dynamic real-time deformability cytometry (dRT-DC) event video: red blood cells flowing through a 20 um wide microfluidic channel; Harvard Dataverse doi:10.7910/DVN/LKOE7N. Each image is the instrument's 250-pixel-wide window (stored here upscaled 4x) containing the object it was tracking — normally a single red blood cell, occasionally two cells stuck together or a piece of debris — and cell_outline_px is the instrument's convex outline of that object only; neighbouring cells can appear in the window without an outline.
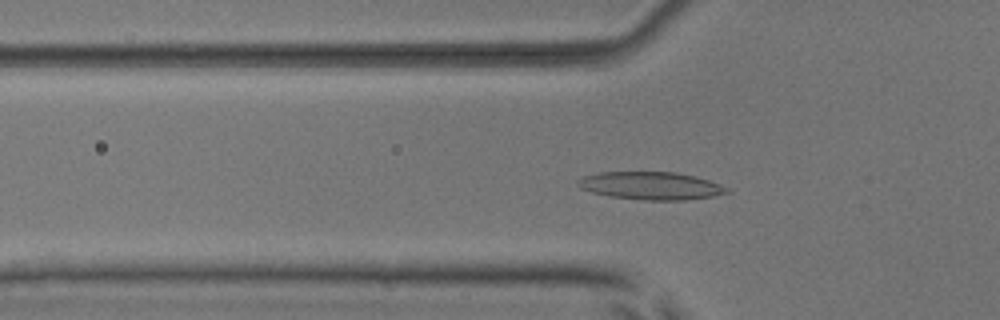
{"species": "common noctule bat (a hibernating species)", "species_latin": "Nyctalus noctula", "temperature_condition": "room temperature", "stored_images_in_passage": 53, "camera_frame_rate_fps": 3000, "um_per_image_px": 0.085, "animal": {"sex": "male", "body_mass_g": 17.9, "forearm_length_mm": 54.2}, "frame": {"image": 1, "passage_image": 18, "time_ms": 5.667, "image_size_px": [1000, 320], "cell_outline_px": [[732, 192], [712, 196], [684, 200], [644, 200], [608, 196], [592, 192], [580, 188], [576, 184], [576, 180], [584, 176], [600, 172], [676, 172], [696, 176], [720, 184], [728, 188]], "centroid_in_image_um": [55.32, 15.78], "position_along_channel_um": 70.5, "area_um2": 24.22}}
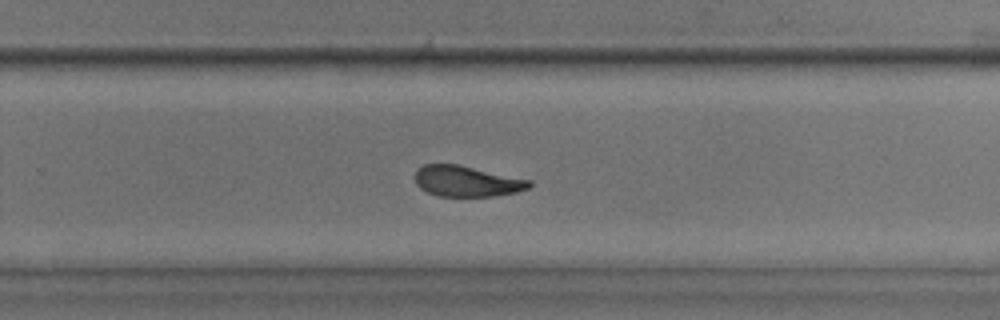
{"frame": {"image": 2, "passage_image": 35, "time_ms": 11.333, "image_size_px": [1000, 320], "cell_outline_px": [[532, 184], [528, 188], [516, 192], [492, 196], [440, 196], [428, 192], [420, 188], [416, 184], [416, 168], [424, 164], [456, 164], [532, 180]], "centroid_in_image_um": [39.67, 15.4], "position_along_channel_um": 290.1, "area_um2": 20.35}}
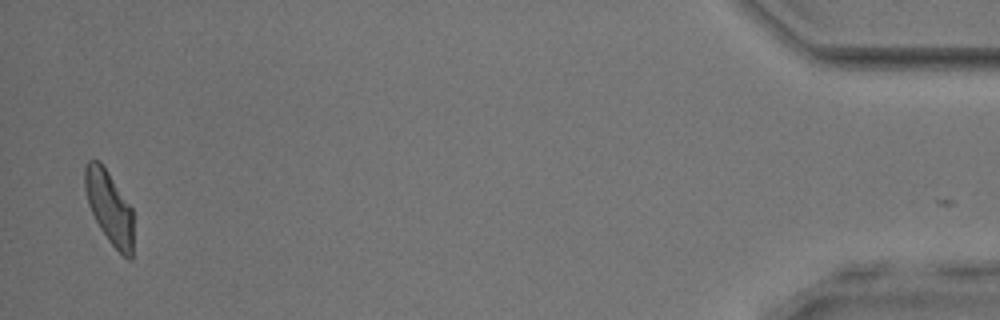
{"frame": {"image": 3, "passage_image": 52, "time_ms": 17.0, "image_size_px": [1000, 320], "cell_outline_px": [[132, 260], [128, 260], [108, 240], [100, 228], [88, 204], [84, 188], [84, 168], [88, 160], [100, 160], [132, 208]], "centroid_in_image_um": [9.27, 17.59], "position_along_channel_um": 425.9, "area_um2": 20.4}, "authors_computed_cell_mechanics": {"area_um2": 21.7328, "velocity_mm_per_s": 3.8895, "shape_relaxation_time_tau1_ms": null, "shape_relaxation_time_tau2_ms": 2.2559, "deformation_change_tau1": null, "deformation_change_tau2": 0.0891}}